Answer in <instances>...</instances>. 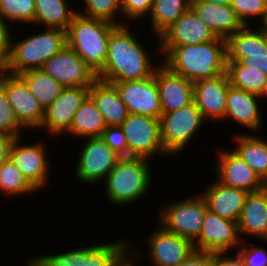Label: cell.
I'll return each mask as SVG.
<instances>
[{
  "label": "cell",
  "instance_id": "6da1fadb",
  "mask_svg": "<svg viewBox=\"0 0 267 266\" xmlns=\"http://www.w3.org/2000/svg\"><path fill=\"white\" fill-rule=\"evenodd\" d=\"M128 25L117 26L109 36L105 66L96 74L106 82L147 79L154 75L149 54Z\"/></svg>",
  "mask_w": 267,
  "mask_h": 266
},
{
  "label": "cell",
  "instance_id": "7a4b0ae2",
  "mask_svg": "<svg viewBox=\"0 0 267 266\" xmlns=\"http://www.w3.org/2000/svg\"><path fill=\"white\" fill-rule=\"evenodd\" d=\"M167 55L162 63L175 74L191 82L210 79L226 73V39L217 37L211 42L182 46H160Z\"/></svg>",
  "mask_w": 267,
  "mask_h": 266
},
{
  "label": "cell",
  "instance_id": "3957f363",
  "mask_svg": "<svg viewBox=\"0 0 267 266\" xmlns=\"http://www.w3.org/2000/svg\"><path fill=\"white\" fill-rule=\"evenodd\" d=\"M116 27L108 21L77 12L66 31L67 46L97 74L105 66L109 36Z\"/></svg>",
  "mask_w": 267,
  "mask_h": 266
},
{
  "label": "cell",
  "instance_id": "277c9868",
  "mask_svg": "<svg viewBox=\"0 0 267 266\" xmlns=\"http://www.w3.org/2000/svg\"><path fill=\"white\" fill-rule=\"evenodd\" d=\"M66 45V32L55 28H47L43 33L10 43V54L3 71L19 75L31 69H41L50 57Z\"/></svg>",
  "mask_w": 267,
  "mask_h": 266
},
{
  "label": "cell",
  "instance_id": "5b68a950",
  "mask_svg": "<svg viewBox=\"0 0 267 266\" xmlns=\"http://www.w3.org/2000/svg\"><path fill=\"white\" fill-rule=\"evenodd\" d=\"M149 159L121 157L105 179L108 199L115 205H127L145 196L151 186Z\"/></svg>",
  "mask_w": 267,
  "mask_h": 266
},
{
  "label": "cell",
  "instance_id": "8992f818",
  "mask_svg": "<svg viewBox=\"0 0 267 266\" xmlns=\"http://www.w3.org/2000/svg\"><path fill=\"white\" fill-rule=\"evenodd\" d=\"M126 244L117 241L85 246L62 254L35 257L29 260L28 266H118L131 252L130 244Z\"/></svg>",
  "mask_w": 267,
  "mask_h": 266
},
{
  "label": "cell",
  "instance_id": "52a82bcc",
  "mask_svg": "<svg viewBox=\"0 0 267 266\" xmlns=\"http://www.w3.org/2000/svg\"><path fill=\"white\" fill-rule=\"evenodd\" d=\"M206 209L202 196L165 204L160 208L159 223L165 230L193 243L201 231Z\"/></svg>",
  "mask_w": 267,
  "mask_h": 266
},
{
  "label": "cell",
  "instance_id": "ba28073f",
  "mask_svg": "<svg viewBox=\"0 0 267 266\" xmlns=\"http://www.w3.org/2000/svg\"><path fill=\"white\" fill-rule=\"evenodd\" d=\"M159 120L162 144L169 154L181 152L206 121L194 101L179 110L162 113Z\"/></svg>",
  "mask_w": 267,
  "mask_h": 266
},
{
  "label": "cell",
  "instance_id": "9c48e42d",
  "mask_svg": "<svg viewBox=\"0 0 267 266\" xmlns=\"http://www.w3.org/2000/svg\"><path fill=\"white\" fill-rule=\"evenodd\" d=\"M121 128L126 137L128 157L151 159L157 153L169 154L162 144L159 119L129 114Z\"/></svg>",
  "mask_w": 267,
  "mask_h": 266
},
{
  "label": "cell",
  "instance_id": "30bf717a",
  "mask_svg": "<svg viewBox=\"0 0 267 266\" xmlns=\"http://www.w3.org/2000/svg\"><path fill=\"white\" fill-rule=\"evenodd\" d=\"M255 32L249 25L242 26L226 39L227 61L260 70L267 75V33L263 27Z\"/></svg>",
  "mask_w": 267,
  "mask_h": 266
},
{
  "label": "cell",
  "instance_id": "8fae6325",
  "mask_svg": "<svg viewBox=\"0 0 267 266\" xmlns=\"http://www.w3.org/2000/svg\"><path fill=\"white\" fill-rule=\"evenodd\" d=\"M0 84L4 87L19 124L24 129L41 128L45 110L26 83L18 75H9V73L0 71Z\"/></svg>",
  "mask_w": 267,
  "mask_h": 266
},
{
  "label": "cell",
  "instance_id": "7c38bea8",
  "mask_svg": "<svg viewBox=\"0 0 267 266\" xmlns=\"http://www.w3.org/2000/svg\"><path fill=\"white\" fill-rule=\"evenodd\" d=\"M41 69L63 87H90L97 79L95 72L67 45L50 57Z\"/></svg>",
  "mask_w": 267,
  "mask_h": 266
},
{
  "label": "cell",
  "instance_id": "4fadbf2b",
  "mask_svg": "<svg viewBox=\"0 0 267 266\" xmlns=\"http://www.w3.org/2000/svg\"><path fill=\"white\" fill-rule=\"evenodd\" d=\"M120 158L101 137H89L77 161V178L90 184L103 181Z\"/></svg>",
  "mask_w": 267,
  "mask_h": 266
},
{
  "label": "cell",
  "instance_id": "5bb4252c",
  "mask_svg": "<svg viewBox=\"0 0 267 266\" xmlns=\"http://www.w3.org/2000/svg\"><path fill=\"white\" fill-rule=\"evenodd\" d=\"M240 237L237 222L221 218L206 209L201 231L193 246L195 251L200 252H227L242 244Z\"/></svg>",
  "mask_w": 267,
  "mask_h": 266
},
{
  "label": "cell",
  "instance_id": "9a60e30c",
  "mask_svg": "<svg viewBox=\"0 0 267 266\" xmlns=\"http://www.w3.org/2000/svg\"><path fill=\"white\" fill-rule=\"evenodd\" d=\"M110 83H113L119 91L128 114L145 115L160 119L162 110L154 75L142 80Z\"/></svg>",
  "mask_w": 267,
  "mask_h": 266
},
{
  "label": "cell",
  "instance_id": "2e32d148",
  "mask_svg": "<svg viewBox=\"0 0 267 266\" xmlns=\"http://www.w3.org/2000/svg\"><path fill=\"white\" fill-rule=\"evenodd\" d=\"M90 87H64L61 94L45 109L41 128H46L51 135L67 133L74 114L89 95Z\"/></svg>",
  "mask_w": 267,
  "mask_h": 266
},
{
  "label": "cell",
  "instance_id": "e0dca14e",
  "mask_svg": "<svg viewBox=\"0 0 267 266\" xmlns=\"http://www.w3.org/2000/svg\"><path fill=\"white\" fill-rule=\"evenodd\" d=\"M158 228L147 240L154 266H179L195 251L190 240Z\"/></svg>",
  "mask_w": 267,
  "mask_h": 266
},
{
  "label": "cell",
  "instance_id": "ac0fdd59",
  "mask_svg": "<svg viewBox=\"0 0 267 266\" xmlns=\"http://www.w3.org/2000/svg\"><path fill=\"white\" fill-rule=\"evenodd\" d=\"M20 140V137L14 140L9 158L22 172L27 181L36 190H40L47 183V175L50 173L44 144L39 142L25 146L20 144Z\"/></svg>",
  "mask_w": 267,
  "mask_h": 266
},
{
  "label": "cell",
  "instance_id": "d6986e66",
  "mask_svg": "<svg viewBox=\"0 0 267 266\" xmlns=\"http://www.w3.org/2000/svg\"><path fill=\"white\" fill-rule=\"evenodd\" d=\"M229 87L226 73L193 83V100L205 120L224 119Z\"/></svg>",
  "mask_w": 267,
  "mask_h": 266
},
{
  "label": "cell",
  "instance_id": "ffe728a7",
  "mask_svg": "<svg viewBox=\"0 0 267 266\" xmlns=\"http://www.w3.org/2000/svg\"><path fill=\"white\" fill-rule=\"evenodd\" d=\"M162 113H169L189 105L193 100V82L175 74L163 63L154 72Z\"/></svg>",
  "mask_w": 267,
  "mask_h": 266
},
{
  "label": "cell",
  "instance_id": "44dd1931",
  "mask_svg": "<svg viewBox=\"0 0 267 266\" xmlns=\"http://www.w3.org/2000/svg\"><path fill=\"white\" fill-rule=\"evenodd\" d=\"M219 164L215 166L218 181L224 185L250 192L261 190L265 182L235 152H219Z\"/></svg>",
  "mask_w": 267,
  "mask_h": 266
},
{
  "label": "cell",
  "instance_id": "7402d4cb",
  "mask_svg": "<svg viewBox=\"0 0 267 266\" xmlns=\"http://www.w3.org/2000/svg\"><path fill=\"white\" fill-rule=\"evenodd\" d=\"M159 37L161 46L201 44L217 38L191 9L182 14Z\"/></svg>",
  "mask_w": 267,
  "mask_h": 266
},
{
  "label": "cell",
  "instance_id": "603a6c76",
  "mask_svg": "<svg viewBox=\"0 0 267 266\" xmlns=\"http://www.w3.org/2000/svg\"><path fill=\"white\" fill-rule=\"evenodd\" d=\"M248 192L230 187L219 181L212 183L201 195L207 209L219 217L237 222L243 209Z\"/></svg>",
  "mask_w": 267,
  "mask_h": 266
},
{
  "label": "cell",
  "instance_id": "cb8c5ba5",
  "mask_svg": "<svg viewBox=\"0 0 267 266\" xmlns=\"http://www.w3.org/2000/svg\"><path fill=\"white\" fill-rule=\"evenodd\" d=\"M190 9L217 37L227 39L243 26L230 5L191 1Z\"/></svg>",
  "mask_w": 267,
  "mask_h": 266
},
{
  "label": "cell",
  "instance_id": "d4e9b609",
  "mask_svg": "<svg viewBox=\"0 0 267 266\" xmlns=\"http://www.w3.org/2000/svg\"><path fill=\"white\" fill-rule=\"evenodd\" d=\"M89 96L102 114L106 126H121L128 117L127 107L113 83L96 79L89 88Z\"/></svg>",
  "mask_w": 267,
  "mask_h": 266
},
{
  "label": "cell",
  "instance_id": "484cf974",
  "mask_svg": "<svg viewBox=\"0 0 267 266\" xmlns=\"http://www.w3.org/2000/svg\"><path fill=\"white\" fill-rule=\"evenodd\" d=\"M239 235L249 234L267 241V188L248 193L237 221Z\"/></svg>",
  "mask_w": 267,
  "mask_h": 266
},
{
  "label": "cell",
  "instance_id": "4316f807",
  "mask_svg": "<svg viewBox=\"0 0 267 266\" xmlns=\"http://www.w3.org/2000/svg\"><path fill=\"white\" fill-rule=\"evenodd\" d=\"M259 95L246 92L230 85L226 99L225 117L231 118L247 128L258 129L261 125V116L258 106Z\"/></svg>",
  "mask_w": 267,
  "mask_h": 266
},
{
  "label": "cell",
  "instance_id": "83f0119b",
  "mask_svg": "<svg viewBox=\"0 0 267 266\" xmlns=\"http://www.w3.org/2000/svg\"><path fill=\"white\" fill-rule=\"evenodd\" d=\"M234 136L237 146L235 152L243 159L266 183L267 182V140L255 135Z\"/></svg>",
  "mask_w": 267,
  "mask_h": 266
},
{
  "label": "cell",
  "instance_id": "f1b7e54d",
  "mask_svg": "<svg viewBox=\"0 0 267 266\" xmlns=\"http://www.w3.org/2000/svg\"><path fill=\"white\" fill-rule=\"evenodd\" d=\"M106 127L102 114L88 95L75 112L68 133L77 137H100Z\"/></svg>",
  "mask_w": 267,
  "mask_h": 266
},
{
  "label": "cell",
  "instance_id": "f546056e",
  "mask_svg": "<svg viewBox=\"0 0 267 266\" xmlns=\"http://www.w3.org/2000/svg\"><path fill=\"white\" fill-rule=\"evenodd\" d=\"M77 12L69 9L65 0H35L34 24L66 32Z\"/></svg>",
  "mask_w": 267,
  "mask_h": 266
},
{
  "label": "cell",
  "instance_id": "4dcf8cb0",
  "mask_svg": "<svg viewBox=\"0 0 267 266\" xmlns=\"http://www.w3.org/2000/svg\"><path fill=\"white\" fill-rule=\"evenodd\" d=\"M45 110L61 94L63 86L42 69H31L18 75Z\"/></svg>",
  "mask_w": 267,
  "mask_h": 266
},
{
  "label": "cell",
  "instance_id": "1f68e13d",
  "mask_svg": "<svg viewBox=\"0 0 267 266\" xmlns=\"http://www.w3.org/2000/svg\"><path fill=\"white\" fill-rule=\"evenodd\" d=\"M190 2L191 0H153L149 14L154 33L159 37L190 9Z\"/></svg>",
  "mask_w": 267,
  "mask_h": 266
},
{
  "label": "cell",
  "instance_id": "d6a6232c",
  "mask_svg": "<svg viewBox=\"0 0 267 266\" xmlns=\"http://www.w3.org/2000/svg\"><path fill=\"white\" fill-rule=\"evenodd\" d=\"M226 74L230 85L256 95L262 92L267 78L265 73L239 61H226Z\"/></svg>",
  "mask_w": 267,
  "mask_h": 266
},
{
  "label": "cell",
  "instance_id": "836d02e7",
  "mask_svg": "<svg viewBox=\"0 0 267 266\" xmlns=\"http://www.w3.org/2000/svg\"><path fill=\"white\" fill-rule=\"evenodd\" d=\"M5 195H22L37 191L9 158L0 165V192Z\"/></svg>",
  "mask_w": 267,
  "mask_h": 266
},
{
  "label": "cell",
  "instance_id": "e575fe53",
  "mask_svg": "<svg viewBox=\"0 0 267 266\" xmlns=\"http://www.w3.org/2000/svg\"><path fill=\"white\" fill-rule=\"evenodd\" d=\"M0 16L4 21L33 24L35 0H0Z\"/></svg>",
  "mask_w": 267,
  "mask_h": 266
},
{
  "label": "cell",
  "instance_id": "d590c367",
  "mask_svg": "<svg viewBox=\"0 0 267 266\" xmlns=\"http://www.w3.org/2000/svg\"><path fill=\"white\" fill-rule=\"evenodd\" d=\"M84 4L87 11H85L86 13L78 12L79 14L105 20L117 26L124 25L115 20L117 12L122 11L121 0H84Z\"/></svg>",
  "mask_w": 267,
  "mask_h": 266
},
{
  "label": "cell",
  "instance_id": "8d00e7d4",
  "mask_svg": "<svg viewBox=\"0 0 267 266\" xmlns=\"http://www.w3.org/2000/svg\"><path fill=\"white\" fill-rule=\"evenodd\" d=\"M231 8L243 26H248L249 16H260L262 24L267 18V7L262 0H231Z\"/></svg>",
  "mask_w": 267,
  "mask_h": 266
},
{
  "label": "cell",
  "instance_id": "74e56055",
  "mask_svg": "<svg viewBox=\"0 0 267 266\" xmlns=\"http://www.w3.org/2000/svg\"><path fill=\"white\" fill-rule=\"evenodd\" d=\"M24 129L15 117L4 87L0 84V134L20 137V130Z\"/></svg>",
  "mask_w": 267,
  "mask_h": 266
},
{
  "label": "cell",
  "instance_id": "f35d334b",
  "mask_svg": "<svg viewBox=\"0 0 267 266\" xmlns=\"http://www.w3.org/2000/svg\"><path fill=\"white\" fill-rule=\"evenodd\" d=\"M121 157H128V146L121 126H108L100 136Z\"/></svg>",
  "mask_w": 267,
  "mask_h": 266
},
{
  "label": "cell",
  "instance_id": "ab89813d",
  "mask_svg": "<svg viewBox=\"0 0 267 266\" xmlns=\"http://www.w3.org/2000/svg\"><path fill=\"white\" fill-rule=\"evenodd\" d=\"M238 254L243 259L245 266H267V251L261 247L254 246L243 247V244L238 247Z\"/></svg>",
  "mask_w": 267,
  "mask_h": 266
},
{
  "label": "cell",
  "instance_id": "60d3db41",
  "mask_svg": "<svg viewBox=\"0 0 267 266\" xmlns=\"http://www.w3.org/2000/svg\"><path fill=\"white\" fill-rule=\"evenodd\" d=\"M153 0H121V13L126 18L137 20L140 17L147 16L150 12Z\"/></svg>",
  "mask_w": 267,
  "mask_h": 266
},
{
  "label": "cell",
  "instance_id": "b9f144b4",
  "mask_svg": "<svg viewBox=\"0 0 267 266\" xmlns=\"http://www.w3.org/2000/svg\"><path fill=\"white\" fill-rule=\"evenodd\" d=\"M6 21L0 16V71L7 65L10 54V43L12 38Z\"/></svg>",
  "mask_w": 267,
  "mask_h": 266
},
{
  "label": "cell",
  "instance_id": "7bdbcfd3",
  "mask_svg": "<svg viewBox=\"0 0 267 266\" xmlns=\"http://www.w3.org/2000/svg\"><path fill=\"white\" fill-rule=\"evenodd\" d=\"M179 266H215V253L194 251Z\"/></svg>",
  "mask_w": 267,
  "mask_h": 266
},
{
  "label": "cell",
  "instance_id": "ee69618b",
  "mask_svg": "<svg viewBox=\"0 0 267 266\" xmlns=\"http://www.w3.org/2000/svg\"><path fill=\"white\" fill-rule=\"evenodd\" d=\"M227 252L215 253V266H245L243 259L237 253L235 256L227 257Z\"/></svg>",
  "mask_w": 267,
  "mask_h": 266
},
{
  "label": "cell",
  "instance_id": "f6af8a7d",
  "mask_svg": "<svg viewBox=\"0 0 267 266\" xmlns=\"http://www.w3.org/2000/svg\"><path fill=\"white\" fill-rule=\"evenodd\" d=\"M16 137L8 134H0V165L9 159L11 146Z\"/></svg>",
  "mask_w": 267,
  "mask_h": 266
},
{
  "label": "cell",
  "instance_id": "bcb514c9",
  "mask_svg": "<svg viewBox=\"0 0 267 266\" xmlns=\"http://www.w3.org/2000/svg\"><path fill=\"white\" fill-rule=\"evenodd\" d=\"M133 254V255H132ZM139 255V256H138ZM135 258H140V253L139 251H134L133 253L131 252L128 256V258H126L122 263H120L118 266H134L135 264H133L132 262L134 261H131V258L134 259ZM130 258V259H129Z\"/></svg>",
  "mask_w": 267,
  "mask_h": 266
},
{
  "label": "cell",
  "instance_id": "7dc6e473",
  "mask_svg": "<svg viewBox=\"0 0 267 266\" xmlns=\"http://www.w3.org/2000/svg\"><path fill=\"white\" fill-rule=\"evenodd\" d=\"M191 1H203L208 3H217L219 5H230L231 0H191Z\"/></svg>",
  "mask_w": 267,
  "mask_h": 266
},
{
  "label": "cell",
  "instance_id": "c3c4849f",
  "mask_svg": "<svg viewBox=\"0 0 267 266\" xmlns=\"http://www.w3.org/2000/svg\"><path fill=\"white\" fill-rule=\"evenodd\" d=\"M262 97H267V78H266V81H265V84H264V88H263L262 92L259 95V98H262Z\"/></svg>",
  "mask_w": 267,
  "mask_h": 266
},
{
  "label": "cell",
  "instance_id": "681fc988",
  "mask_svg": "<svg viewBox=\"0 0 267 266\" xmlns=\"http://www.w3.org/2000/svg\"><path fill=\"white\" fill-rule=\"evenodd\" d=\"M263 28L265 29V31H266V33H267V18H266L265 23L263 24Z\"/></svg>",
  "mask_w": 267,
  "mask_h": 266
},
{
  "label": "cell",
  "instance_id": "f907efd6",
  "mask_svg": "<svg viewBox=\"0 0 267 266\" xmlns=\"http://www.w3.org/2000/svg\"><path fill=\"white\" fill-rule=\"evenodd\" d=\"M263 1V3L266 5V7H267V0H262Z\"/></svg>",
  "mask_w": 267,
  "mask_h": 266
}]
</instances>
